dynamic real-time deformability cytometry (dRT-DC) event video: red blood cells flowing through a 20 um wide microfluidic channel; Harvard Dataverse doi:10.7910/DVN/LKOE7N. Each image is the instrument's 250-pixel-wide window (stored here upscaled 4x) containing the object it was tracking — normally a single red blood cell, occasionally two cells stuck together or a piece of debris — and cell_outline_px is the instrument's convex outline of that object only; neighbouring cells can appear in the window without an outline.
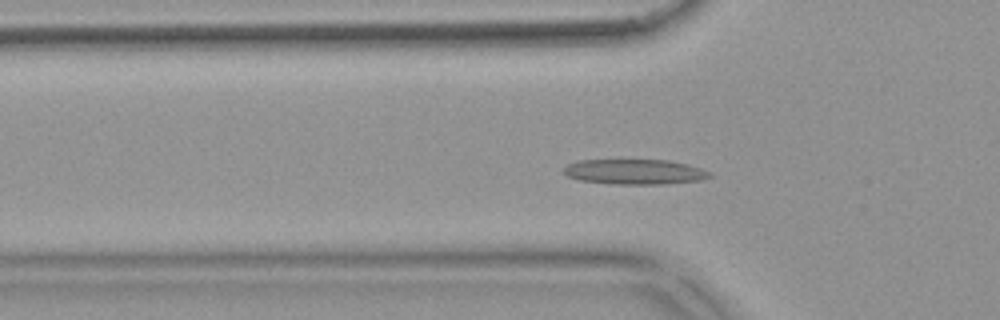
{"species": "common noctule bat (a hibernating species)", "species_latin": "Nyctalus noctula", "temperature_condition": "warm", "stored_images_in_passage": 53, "camera_frame_rate_fps": 3000, "um_per_image_px": 0.085, "animal": {"sex": "female", "body_mass_g": 18.4}, "frame": {"image": 1, "passage_image": 16, "time_ms": 5.0, "image_size_px": [1000, 320], "cell_outline_px": [[712, 176], [700, 180], [664, 184], [612, 184], [580, 180], [568, 176], [564, 172], [564, 168], [568, 164], [580, 160], [620, 156], [668, 160], [688, 164], [712, 172]], "centroid_in_image_um": [53.92, 14.54], "position_along_channel_um": 71.9, "area_um2": 22.6}}
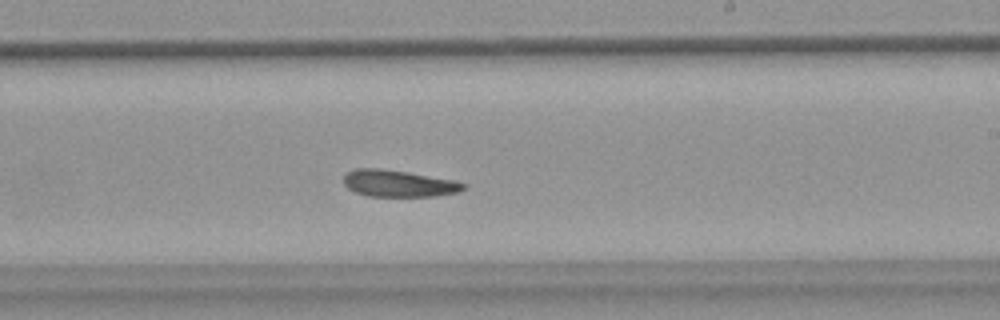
{"frame": {"image": 2, "passage_image": 31, "time_ms": 10.0, "image_size_px": [1000, 320], "cell_outline_px": [[468, 184], [460, 192], [432, 196], [368, 196], [356, 192], [348, 188], [344, 184], [344, 176], [348, 172], [356, 168], [380, 168], [408, 172], [456, 180]], "centroid_in_image_um": [33.91, 15.59], "position_along_channel_um": 255.1, "area_um2": 18.73}}
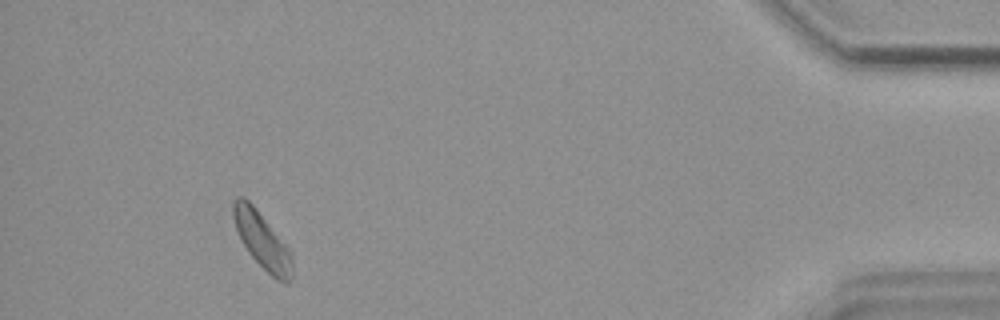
{"frame": {"image": 3, "passage_image": 49, "time_ms": 16.0, "image_size_px": [1000, 320], "cell_outline_px": [[292, 276], [288, 284], [284, 284], [276, 280], [248, 252], [236, 228], [232, 216], [232, 204], [236, 196], [244, 196], [252, 204], [292, 252]], "centroid_in_image_um": [22.29, 20.44], "position_along_channel_um": 412.9, "area_um2": 19.07}}